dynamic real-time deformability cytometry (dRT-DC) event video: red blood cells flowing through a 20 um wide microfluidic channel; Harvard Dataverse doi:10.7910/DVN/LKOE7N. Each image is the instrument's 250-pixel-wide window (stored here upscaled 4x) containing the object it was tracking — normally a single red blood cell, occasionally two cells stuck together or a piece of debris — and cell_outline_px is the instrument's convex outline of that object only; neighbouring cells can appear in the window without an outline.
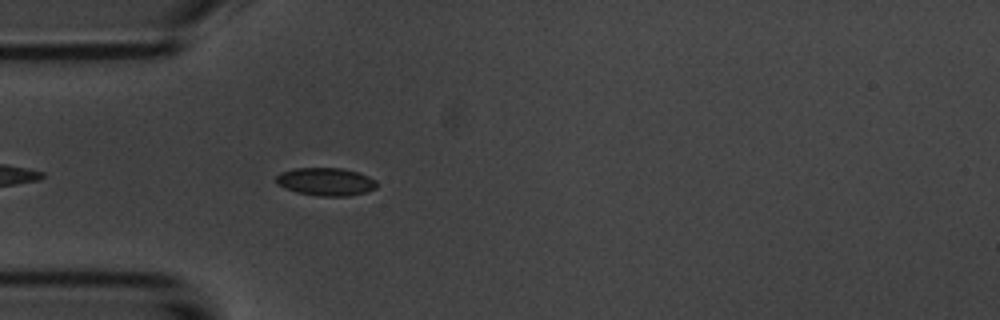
{"species": "common noctule bat (a hibernating species)", "species_latin": "Nyctalus noctula", "temperature_condition": "room temperature", "stored_images_in_passage": 4, "camera_frame_rate_fps": 3000, "um_per_image_px": 0.085, "animal": {"sex": "male", "body_mass_g": 20.1, "forearm_length_mm": 53.5}, "frame": {"image": 1, "passage_image": 4, "time_ms": 4.333, "image_size_px": [1000, 320], "cell_outline_px": [[376, 188], [368, 192], [348, 196], [320, 196], [296, 192], [284, 188], [276, 184], [276, 176], [280, 172], [292, 168], [340, 168], [356, 172], [368, 176], [376, 180]], "centroid_in_image_um": [27.66, 15.45], "position_along_channel_um": 57.3, "area_um2": 16.47}}